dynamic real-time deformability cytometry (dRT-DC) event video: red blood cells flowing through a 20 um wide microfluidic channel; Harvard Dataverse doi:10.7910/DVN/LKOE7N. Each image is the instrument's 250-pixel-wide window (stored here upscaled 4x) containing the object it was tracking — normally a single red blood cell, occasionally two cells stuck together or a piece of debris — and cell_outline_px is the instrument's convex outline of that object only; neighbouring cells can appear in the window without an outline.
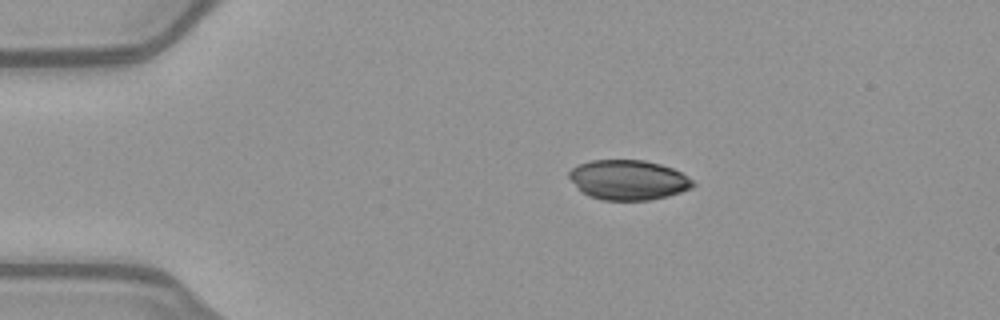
{"species": "common noctule bat (a hibernating species)", "species_latin": "Nyctalus noctula", "temperature_condition": "warm", "stored_images_in_passage": 42, "camera_frame_rate_fps": 3000, "um_per_image_px": 0.085, "animal": {"sex": "female", "body_mass_g": 21.9}, "frame": {"image": 1, "passage_image": 1, "time_ms": 0.0, "image_size_px": [1000, 320], "cell_outline_px": [[696, 184], [692, 188], [668, 196], [652, 200], [600, 200], [588, 196], [568, 176], [568, 172], [572, 168], [580, 164], [592, 160], [644, 160], [660, 164], [672, 168], [688, 176]], "centroid_in_image_um": [53.44, 15.3], "position_along_channel_um": 31.6, "area_um2": 28.67}}
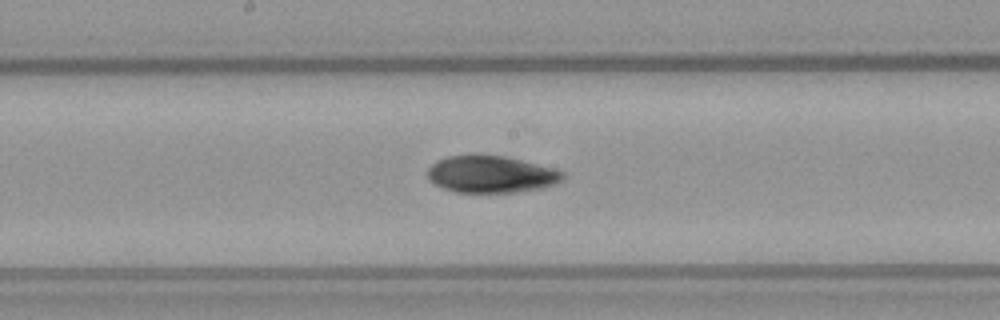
{"frame": {"image": 2, "passage_image": 18, "time_ms": 5.667, "image_size_px": [1000, 320], "cell_outline_px": [[564, 180], [556, 184], [544, 188], [516, 192], [456, 192], [444, 188], [428, 180], [428, 168], [436, 160], [448, 156], [472, 152], [504, 156], [556, 168], [564, 172]], "centroid_in_image_um": [41.76, 14.78], "position_along_channel_um": 206.4, "area_um2": 29.88}}
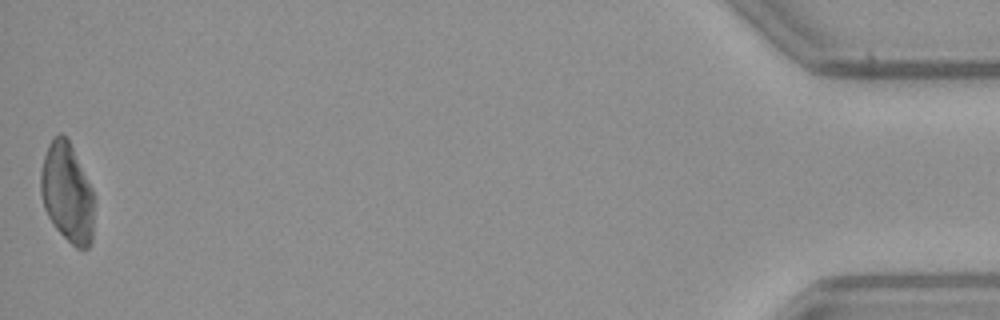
{"frame": {"image": 3, "passage_image": 42, "time_ms": 13.667, "image_size_px": [1000, 320], "cell_outline_px": [[96, 200], [92, 240], [88, 248], [76, 248], [56, 228], [48, 216], [44, 208], [40, 192], [40, 172], [44, 156], [48, 144], [60, 132], [68, 140], [92, 188]], "centroid_in_image_um": [5.73, 16.42], "position_along_channel_um": 429.5, "area_um2": 31.1}, "authors_computed_cell_mechanics": {"area_um2": 29.9982, "velocity_mm_per_s": 4.0159, "shape_relaxation_time_tau1_ms": 8.9729, "shape_relaxation_time_tau2_ms": 3.4688, "deformation_change_tau1": 0.1598, "deformation_change_tau2": 0.0747}}